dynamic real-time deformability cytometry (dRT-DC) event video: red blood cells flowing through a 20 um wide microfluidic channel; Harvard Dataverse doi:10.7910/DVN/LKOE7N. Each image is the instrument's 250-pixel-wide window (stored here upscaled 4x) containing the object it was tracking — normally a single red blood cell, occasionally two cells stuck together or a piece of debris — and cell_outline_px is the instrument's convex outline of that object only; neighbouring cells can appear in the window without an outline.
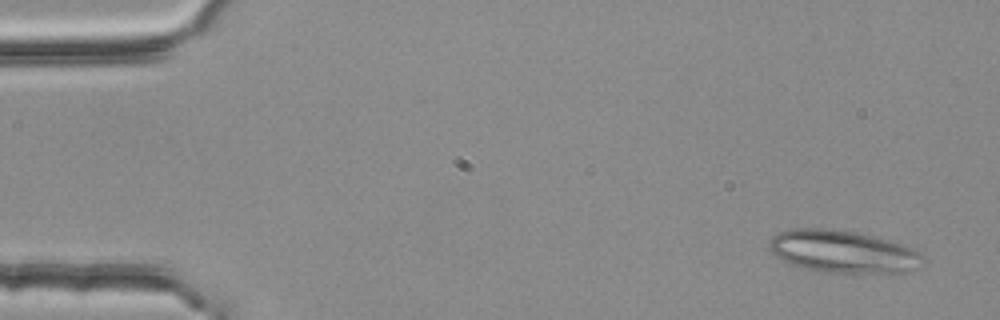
{"species": "common noctule bat (a hibernating species)", "species_latin": "Nyctalus noctula", "temperature_condition": "room temperature", "stored_images_in_passage": 53, "segment_of_instrument_passage": [1, 2], "camera_frame_rate_fps": 3000, "um_per_image_px": 0.085, "animal": {"sex": "female", "body_mass_g": 25.1}, "frame": {"image": 1, "passage_image": 3, "time_ms": 0.667, "image_size_px": [1000, 320], "cell_outline_px": [[924, 264], [908, 272], [824, 272], [800, 268], [776, 256], [768, 248], [768, 244], [772, 236], [788, 228], [824, 228], [856, 232], [904, 244], [920, 252], [924, 256]], "centroid_in_image_um": [71.65, 21.38], "position_along_channel_um": 13.4, "area_um2": 38.09}}